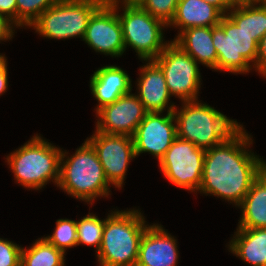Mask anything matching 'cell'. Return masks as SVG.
Instances as JSON below:
<instances>
[{"mask_svg":"<svg viewBox=\"0 0 266 266\" xmlns=\"http://www.w3.org/2000/svg\"><path fill=\"white\" fill-rule=\"evenodd\" d=\"M138 0H118V2H137Z\"/></svg>","mask_w":266,"mask_h":266,"instance_id":"obj_37","label":"cell"},{"mask_svg":"<svg viewBox=\"0 0 266 266\" xmlns=\"http://www.w3.org/2000/svg\"><path fill=\"white\" fill-rule=\"evenodd\" d=\"M174 237L161 224L152 223L141 238L136 266H177L180 253Z\"/></svg>","mask_w":266,"mask_h":266,"instance_id":"obj_15","label":"cell"},{"mask_svg":"<svg viewBox=\"0 0 266 266\" xmlns=\"http://www.w3.org/2000/svg\"><path fill=\"white\" fill-rule=\"evenodd\" d=\"M102 3H112L118 0H100Z\"/></svg>","mask_w":266,"mask_h":266,"instance_id":"obj_36","label":"cell"},{"mask_svg":"<svg viewBox=\"0 0 266 266\" xmlns=\"http://www.w3.org/2000/svg\"><path fill=\"white\" fill-rule=\"evenodd\" d=\"M228 243L227 250L243 262L266 266V228H237Z\"/></svg>","mask_w":266,"mask_h":266,"instance_id":"obj_19","label":"cell"},{"mask_svg":"<svg viewBox=\"0 0 266 266\" xmlns=\"http://www.w3.org/2000/svg\"><path fill=\"white\" fill-rule=\"evenodd\" d=\"M205 152V149L192 142L176 137L158 166L174 186L197 194L201 185Z\"/></svg>","mask_w":266,"mask_h":266,"instance_id":"obj_10","label":"cell"},{"mask_svg":"<svg viewBox=\"0 0 266 266\" xmlns=\"http://www.w3.org/2000/svg\"><path fill=\"white\" fill-rule=\"evenodd\" d=\"M18 28L6 16L0 14V43L10 41L14 38L15 29Z\"/></svg>","mask_w":266,"mask_h":266,"instance_id":"obj_30","label":"cell"},{"mask_svg":"<svg viewBox=\"0 0 266 266\" xmlns=\"http://www.w3.org/2000/svg\"><path fill=\"white\" fill-rule=\"evenodd\" d=\"M213 45L217 51L214 71L247 74L256 71L258 42L240 28L227 14L212 27Z\"/></svg>","mask_w":266,"mask_h":266,"instance_id":"obj_7","label":"cell"},{"mask_svg":"<svg viewBox=\"0 0 266 266\" xmlns=\"http://www.w3.org/2000/svg\"><path fill=\"white\" fill-rule=\"evenodd\" d=\"M61 152L62 148L37 133L8 154L5 162L17 184L28 190L39 191L51 181L58 186Z\"/></svg>","mask_w":266,"mask_h":266,"instance_id":"obj_4","label":"cell"},{"mask_svg":"<svg viewBox=\"0 0 266 266\" xmlns=\"http://www.w3.org/2000/svg\"><path fill=\"white\" fill-rule=\"evenodd\" d=\"M136 82L137 97L148 112H173L176 105L171 100L165 76L154 60H142ZM170 101V102H169Z\"/></svg>","mask_w":266,"mask_h":266,"instance_id":"obj_16","label":"cell"},{"mask_svg":"<svg viewBox=\"0 0 266 266\" xmlns=\"http://www.w3.org/2000/svg\"><path fill=\"white\" fill-rule=\"evenodd\" d=\"M77 246H94L95 252L99 251L102 242L105 219L98 218L96 214L88 213L81 220H76Z\"/></svg>","mask_w":266,"mask_h":266,"instance_id":"obj_24","label":"cell"},{"mask_svg":"<svg viewBox=\"0 0 266 266\" xmlns=\"http://www.w3.org/2000/svg\"><path fill=\"white\" fill-rule=\"evenodd\" d=\"M96 260L99 266H136L141 238L151 225L139 209L109 211Z\"/></svg>","mask_w":266,"mask_h":266,"instance_id":"obj_2","label":"cell"},{"mask_svg":"<svg viewBox=\"0 0 266 266\" xmlns=\"http://www.w3.org/2000/svg\"><path fill=\"white\" fill-rule=\"evenodd\" d=\"M154 61L162 69L170 95L183 101L198 100L202 78L198 63L171 40Z\"/></svg>","mask_w":266,"mask_h":266,"instance_id":"obj_9","label":"cell"},{"mask_svg":"<svg viewBox=\"0 0 266 266\" xmlns=\"http://www.w3.org/2000/svg\"><path fill=\"white\" fill-rule=\"evenodd\" d=\"M179 0H138L137 3L153 17L169 25L175 16Z\"/></svg>","mask_w":266,"mask_h":266,"instance_id":"obj_27","label":"cell"},{"mask_svg":"<svg viewBox=\"0 0 266 266\" xmlns=\"http://www.w3.org/2000/svg\"><path fill=\"white\" fill-rule=\"evenodd\" d=\"M227 15L258 43L266 33V7L260 3L238 1Z\"/></svg>","mask_w":266,"mask_h":266,"instance_id":"obj_22","label":"cell"},{"mask_svg":"<svg viewBox=\"0 0 266 266\" xmlns=\"http://www.w3.org/2000/svg\"><path fill=\"white\" fill-rule=\"evenodd\" d=\"M242 3H261L263 0H238Z\"/></svg>","mask_w":266,"mask_h":266,"instance_id":"obj_35","label":"cell"},{"mask_svg":"<svg viewBox=\"0 0 266 266\" xmlns=\"http://www.w3.org/2000/svg\"><path fill=\"white\" fill-rule=\"evenodd\" d=\"M0 14L6 16L17 26L16 0H0Z\"/></svg>","mask_w":266,"mask_h":266,"instance_id":"obj_31","label":"cell"},{"mask_svg":"<svg viewBox=\"0 0 266 266\" xmlns=\"http://www.w3.org/2000/svg\"><path fill=\"white\" fill-rule=\"evenodd\" d=\"M110 4L118 13L125 50L129 47L135 50L141 61L157 58L170 42L164 39L168 25L146 12L137 2L115 1Z\"/></svg>","mask_w":266,"mask_h":266,"instance_id":"obj_6","label":"cell"},{"mask_svg":"<svg viewBox=\"0 0 266 266\" xmlns=\"http://www.w3.org/2000/svg\"><path fill=\"white\" fill-rule=\"evenodd\" d=\"M22 246L0 238V266H21Z\"/></svg>","mask_w":266,"mask_h":266,"instance_id":"obj_28","label":"cell"},{"mask_svg":"<svg viewBox=\"0 0 266 266\" xmlns=\"http://www.w3.org/2000/svg\"><path fill=\"white\" fill-rule=\"evenodd\" d=\"M82 41L96 53L122 57L126 51L122 26L116 9L110 3H103L90 17Z\"/></svg>","mask_w":266,"mask_h":266,"instance_id":"obj_12","label":"cell"},{"mask_svg":"<svg viewBox=\"0 0 266 266\" xmlns=\"http://www.w3.org/2000/svg\"><path fill=\"white\" fill-rule=\"evenodd\" d=\"M224 14L204 0H179L174 18L168 25L178 30L174 39L191 27H214L219 25Z\"/></svg>","mask_w":266,"mask_h":266,"instance_id":"obj_18","label":"cell"},{"mask_svg":"<svg viewBox=\"0 0 266 266\" xmlns=\"http://www.w3.org/2000/svg\"><path fill=\"white\" fill-rule=\"evenodd\" d=\"M8 64L0 71V96L4 95L8 89Z\"/></svg>","mask_w":266,"mask_h":266,"instance_id":"obj_33","label":"cell"},{"mask_svg":"<svg viewBox=\"0 0 266 266\" xmlns=\"http://www.w3.org/2000/svg\"><path fill=\"white\" fill-rule=\"evenodd\" d=\"M176 137L173 112H148L132 136L136 157L149 153L159 162Z\"/></svg>","mask_w":266,"mask_h":266,"instance_id":"obj_13","label":"cell"},{"mask_svg":"<svg viewBox=\"0 0 266 266\" xmlns=\"http://www.w3.org/2000/svg\"><path fill=\"white\" fill-rule=\"evenodd\" d=\"M260 4L266 7V0H263Z\"/></svg>","mask_w":266,"mask_h":266,"instance_id":"obj_38","label":"cell"},{"mask_svg":"<svg viewBox=\"0 0 266 266\" xmlns=\"http://www.w3.org/2000/svg\"><path fill=\"white\" fill-rule=\"evenodd\" d=\"M32 246L22 247L21 266H65L66 254L49 244L43 237L36 239Z\"/></svg>","mask_w":266,"mask_h":266,"instance_id":"obj_23","label":"cell"},{"mask_svg":"<svg viewBox=\"0 0 266 266\" xmlns=\"http://www.w3.org/2000/svg\"><path fill=\"white\" fill-rule=\"evenodd\" d=\"M68 152L62 148L57 188L90 206L99 197L109 198L111 185L91 144L85 139L74 154Z\"/></svg>","mask_w":266,"mask_h":266,"instance_id":"obj_3","label":"cell"},{"mask_svg":"<svg viewBox=\"0 0 266 266\" xmlns=\"http://www.w3.org/2000/svg\"><path fill=\"white\" fill-rule=\"evenodd\" d=\"M95 113L97 117L96 131L132 137L148 111L136 93L131 91Z\"/></svg>","mask_w":266,"mask_h":266,"instance_id":"obj_14","label":"cell"},{"mask_svg":"<svg viewBox=\"0 0 266 266\" xmlns=\"http://www.w3.org/2000/svg\"><path fill=\"white\" fill-rule=\"evenodd\" d=\"M59 0H16L17 27L29 28L30 25L49 7ZM20 27V28H19Z\"/></svg>","mask_w":266,"mask_h":266,"instance_id":"obj_26","label":"cell"},{"mask_svg":"<svg viewBox=\"0 0 266 266\" xmlns=\"http://www.w3.org/2000/svg\"><path fill=\"white\" fill-rule=\"evenodd\" d=\"M243 126L222 144L206 150L197 191L220 197L235 207L242 203L253 180L266 167V159L250 149L253 136Z\"/></svg>","mask_w":266,"mask_h":266,"instance_id":"obj_1","label":"cell"},{"mask_svg":"<svg viewBox=\"0 0 266 266\" xmlns=\"http://www.w3.org/2000/svg\"><path fill=\"white\" fill-rule=\"evenodd\" d=\"M201 101H183L181 108L175 107L173 115L177 137L207 150L225 142L243 123Z\"/></svg>","mask_w":266,"mask_h":266,"instance_id":"obj_5","label":"cell"},{"mask_svg":"<svg viewBox=\"0 0 266 266\" xmlns=\"http://www.w3.org/2000/svg\"><path fill=\"white\" fill-rule=\"evenodd\" d=\"M237 208L241 211L237 228H266V167L253 180L250 190Z\"/></svg>","mask_w":266,"mask_h":266,"instance_id":"obj_21","label":"cell"},{"mask_svg":"<svg viewBox=\"0 0 266 266\" xmlns=\"http://www.w3.org/2000/svg\"><path fill=\"white\" fill-rule=\"evenodd\" d=\"M7 57L5 54L0 53V71L7 65Z\"/></svg>","mask_w":266,"mask_h":266,"instance_id":"obj_34","label":"cell"},{"mask_svg":"<svg viewBox=\"0 0 266 266\" xmlns=\"http://www.w3.org/2000/svg\"><path fill=\"white\" fill-rule=\"evenodd\" d=\"M49 244L63 251L77 246V226L76 220L61 218L56 220V227L52 235L43 237Z\"/></svg>","mask_w":266,"mask_h":266,"instance_id":"obj_25","label":"cell"},{"mask_svg":"<svg viewBox=\"0 0 266 266\" xmlns=\"http://www.w3.org/2000/svg\"><path fill=\"white\" fill-rule=\"evenodd\" d=\"M89 83L91 94L98 103L94 112L133 90L130 75L117 65L99 67L92 74Z\"/></svg>","mask_w":266,"mask_h":266,"instance_id":"obj_17","label":"cell"},{"mask_svg":"<svg viewBox=\"0 0 266 266\" xmlns=\"http://www.w3.org/2000/svg\"><path fill=\"white\" fill-rule=\"evenodd\" d=\"M204 1L217 7L223 14H227V12L238 2V0H204Z\"/></svg>","mask_w":266,"mask_h":266,"instance_id":"obj_32","label":"cell"},{"mask_svg":"<svg viewBox=\"0 0 266 266\" xmlns=\"http://www.w3.org/2000/svg\"><path fill=\"white\" fill-rule=\"evenodd\" d=\"M198 64L213 69L217 64V51L213 45L212 27H191L172 39Z\"/></svg>","mask_w":266,"mask_h":266,"instance_id":"obj_20","label":"cell"},{"mask_svg":"<svg viewBox=\"0 0 266 266\" xmlns=\"http://www.w3.org/2000/svg\"><path fill=\"white\" fill-rule=\"evenodd\" d=\"M102 4L100 0H59L46 9L29 29L46 39L83 40L90 17Z\"/></svg>","mask_w":266,"mask_h":266,"instance_id":"obj_8","label":"cell"},{"mask_svg":"<svg viewBox=\"0 0 266 266\" xmlns=\"http://www.w3.org/2000/svg\"><path fill=\"white\" fill-rule=\"evenodd\" d=\"M256 72H258V74L261 75V77L266 78V33L258 43Z\"/></svg>","mask_w":266,"mask_h":266,"instance_id":"obj_29","label":"cell"},{"mask_svg":"<svg viewBox=\"0 0 266 266\" xmlns=\"http://www.w3.org/2000/svg\"><path fill=\"white\" fill-rule=\"evenodd\" d=\"M86 140L95 150L109 184L122 189L130 162L136 158L133 138L95 130Z\"/></svg>","mask_w":266,"mask_h":266,"instance_id":"obj_11","label":"cell"}]
</instances>
